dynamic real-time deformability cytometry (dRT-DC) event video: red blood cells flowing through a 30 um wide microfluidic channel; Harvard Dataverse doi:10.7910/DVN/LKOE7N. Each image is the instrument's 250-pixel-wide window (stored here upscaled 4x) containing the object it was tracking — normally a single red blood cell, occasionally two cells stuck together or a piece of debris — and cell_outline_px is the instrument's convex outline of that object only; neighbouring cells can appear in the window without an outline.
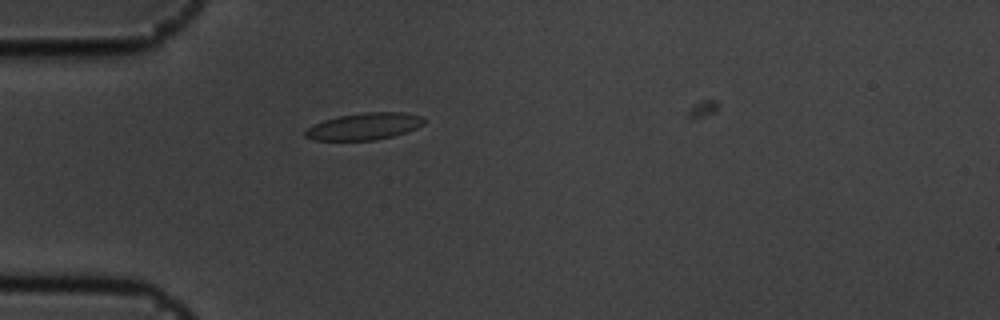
{"species": "common noctule bat (a hibernating species)", "species_latin": "Nyctalus noctula", "temperature_condition": "cold", "stored_images_in_passage": 5, "camera_frame_rate_fps": 3000, "um_per_image_px": 0.085, "animal": {"sex": "male", "body_mass_g": 19.5, "forearm_length_mm": 54.6}, "frame": {"image": 1, "passage_image": 4, "time_ms": 1.0, "image_size_px": [1000, 320], "cell_outline_px": [[424, 124], [416, 128], [392, 136], [376, 140], [316, 140], [304, 136], [304, 132], [312, 124], [324, 120], [340, 116], [364, 112], [404, 112], [424, 116]], "centroid_in_image_um": [30.97, 10.73], "position_along_channel_um": 54.0, "area_um2": 18.55}}